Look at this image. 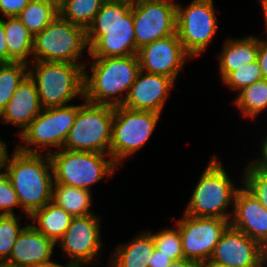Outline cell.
I'll use <instances>...</instances> for the list:
<instances>
[{"label": "cell", "mask_w": 267, "mask_h": 267, "mask_svg": "<svg viewBox=\"0 0 267 267\" xmlns=\"http://www.w3.org/2000/svg\"><path fill=\"white\" fill-rule=\"evenodd\" d=\"M86 34L92 58L136 55L132 4L104 2Z\"/></svg>", "instance_id": "1"}, {"label": "cell", "mask_w": 267, "mask_h": 267, "mask_svg": "<svg viewBox=\"0 0 267 267\" xmlns=\"http://www.w3.org/2000/svg\"><path fill=\"white\" fill-rule=\"evenodd\" d=\"M5 171L28 218L52 201L54 178L49 154L25 153L16 148Z\"/></svg>", "instance_id": "2"}, {"label": "cell", "mask_w": 267, "mask_h": 267, "mask_svg": "<svg viewBox=\"0 0 267 267\" xmlns=\"http://www.w3.org/2000/svg\"><path fill=\"white\" fill-rule=\"evenodd\" d=\"M93 59L91 76L84 68V100L93 104L123 105L140 71L137 54Z\"/></svg>", "instance_id": "3"}, {"label": "cell", "mask_w": 267, "mask_h": 267, "mask_svg": "<svg viewBox=\"0 0 267 267\" xmlns=\"http://www.w3.org/2000/svg\"><path fill=\"white\" fill-rule=\"evenodd\" d=\"M28 75L34 81L42 108L67 106L75 97L84 99L87 64L31 61Z\"/></svg>", "instance_id": "4"}, {"label": "cell", "mask_w": 267, "mask_h": 267, "mask_svg": "<svg viewBox=\"0 0 267 267\" xmlns=\"http://www.w3.org/2000/svg\"><path fill=\"white\" fill-rule=\"evenodd\" d=\"M217 156L207 164L187 204L185 214L193 217H217L231 221L233 213L227 208L234 205L239 187L235 188ZM227 210V211H226Z\"/></svg>", "instance_id": "5"}, {"label": "cell", "mask_w": 267, "mask_h": 267, "mask_svg": "<svg viewBox=\"0 0 267 267\" xmlns=\"http://www.w3.org/2000/svg\"><path fill=\"white\" fill-rule=\"evenodd\" d=\"M49 154L54 183L83 188L91 191V186L107 175L114 174L118 165L110 154L90 151L60 149ZM109 157V159L105 157Z\"/></svg>", "instance_id": "6"}, {"label": "cell", "mask_w": 267, "mask_h": 267, "mask_svg": "<svg viewBox=\"0 0 267 267\" xmlns=\"http://www.w3.org/2000/svg\"><path fill=\"white\" fill-rule=\"evenodd\" d=\"M87 47L86 29L58 16L34 36L31 61L87 64L79 62Z\"/></svg>", "instance_id": "7"}, {"label": "cell", "mask_w": 267, "mask_h": 267, "mask_svg": "<svg viewBox=\"0 0 267 267\" xmlns=\"http://www.w3.org/2000/svg\"><path fill=\"white\" fill-rule=\"evenodd\" d=\"M84 101L63 149L110 154L114 106Z\"/></svg>", "instance_id": "8"}, {"label": "cell", "mask_w": 267, "mask_h": 267, "mask_svg": "<svg viewBox=\"0 0 267 267\" xmlns=\"http://www.w3.org/2000/svg\"><path fill=\"white\" fill-rule=\"evenodd\" d=\"M161 113L114 106L110 155L119 166L151 137Z\"/></svg>", "instance_id": "9"}, {"label": "cell", "mask_w": 267, "mask_h": 267, "mask_svg": "<svg viewBox=\"0 0 267 267\" xmlns=\"http://www.w3.org/2000/svg\"><path fill=\"white\" fill-rule=\"evenodd\" d=\"M78 110L79 105L69 104L43 108L19 134L25 145L18 144L16 148L25 153H41V149L46 150L50 146L57 147L58 150L62 149L68 132L75 123Z\"/></svg>", "instance_id": "10"}, {"label": "cell", "mask_w": 267, "mask_h": 267, "mask_svg": "<svg viewBox=\"0 0 267 267\" xmlns=\"http://www.w3.org/2000/svg\"><path fill=\"white\" fill-rule=\"evenodd\" d=\"M213 3V0H193L186 8L176 4V33L192 58L205 51L218 30Z\"/></svg>", "instance_id": "11"}, {"label": "cell", "mask_w": 267, "mask_h": 267, "mask_svg": "<svg viewBox=\"0 0 267 267\" xmlns=\"http://www.w3.org/2000/svg\"><path fill=\"white\" fill-rule=\"evenodd\" d=\"M176 226L180 231L184 258L203 264L211 258L215 246L230 226V220L193 217L184 213Z\"/></svg>", "instance_id": "12"}, {"label": "cell", "mask_w": 267, "mask_h": 267, "mask_svg": "<svg viewBox=\"0 0 267 267\" xmlns=\"http://www.w3.org/2000/svg\"><path fill=\"white\" fill-rule=\"evenodd\" d=\"M174 0L132 4L136 51L158 39L176 33V4Z\"/></svg>", "instance_id": "13"}, {"label": "cell", "mask_w": 267, "mask_h": 267, "mask_svg": "<svg viewBox=\"0 0 267 267\" xmlns=\"http://www.w3.org/2000/svg\"><path fill=\"white\" fill-rule=\"evenodd\" d=\"M100 218L95 214L73 217L70 226L60 244L64 256L71 261L66 264L86 265L95 264L93 260L101 250Z\"/></svg>", "instance_id": "14"}, {"label": "cell", "mask_w": 267, "mask_h": 267, "mask_svg": "<svg viewBox=\"0 0 267 267\" xmlns=\"http://www.w3.org/2000/svg\"><path fill=\"white\" fill-rule=\"evenodd\" d=\"M140 70L150 74L177 79L186 59L192 57L185 51L177 33L158 39L137 51Z\"/></svg>", "instance_id": "15"}, {"label": "cell", "mask_w": 267, "mask_h": 267, "mask_svg": "<svg viewBox=\"0 0 267 267\" xmlns=\"http://www.w3.org/2000/svg\"><path fill=\"white\" fill-rule=\"evenodd\" d=\"M210 260L231 267H264L263 247L231 225L215 246Z\"/></svg>", "instance_id": "16"}, {"label": "cell", "mask_w": 267, "mask_h": 267, "mask_svg": "<svg viewBox=\"0 0 267 267\" xmlns=\"http://www.w3.org/2000/svg\"><path fill=\"white\" fill-rule=\"evenodd\" d=\"M174 80L168 76L139 71L123 105L133 110L161 113Z\"/></svg>", "instance_id": "17"}, {"label": "cell", "mask_w": 267, "mask_h": 267, "mask_svg": "<svg viewBox=\"0 0 267 267\" xmlns=\"http://www.w3.org/2000/svg\"><path fill=\"white\" fill-rule=\"evenodd\" d=\"M232 207L230 225L264 248L267 245V210L260 201L242 185Z\"/></svg>", "instance_id": "18"}, {"label": "cell", "mask_w": 267, "mask_h": 267, "mask_svg": "<svg viewBox=\"0 0 267 267\" xmlns=\"http://www.w3.org/2000/svg\"><path fill=\"white\" fill-rule=\"evenodd\" d=\"M42 109L35 83L27 75L18 85L9 103L1 111L0 118L4 123L22 128L20 134Z\"/></svg>", "instance_id": "19"}, {"label": "cell", "mask_w": 267, "mask_h": 267, "mask_svg": "<svg viewBox=\"0 0 267 267\" xmlns=\"http://www.w3.org/2000/svg\"><path fill=\"white\" fill-rule=\"evenodd\" d=\"M55 246L52 240L29 224L19 233L8 262L14 267H25L49 261Z\"/></svg>", "instance_id": "20"}, {"label": "cell", "mask_w": 267, "mask_h": 267, "mask_svg": "<svg viewBox=\"0 0 267 267\" xmlns=\"http://www.w3.org/2000/svg\"><path fill=\"white\" fill-rule=\"evenodd\" d=\"M259 38L246 36L225 41L219 55V73L223 80L230 72L257 61Z\"/></svg>", "instance_id": "21"}, {"label": "cell", "mask_w": 267, "mask_h": 267, "mask_svg": "<svg viewBox=\"0 0 267 267\" xmlns=\"http://www.w3.org/2000/svg\"><path fill=\"white\" fill-rule=\"evenodd\" d=\"M155 250L151 232L139 233L127 244H120L109 261V267H148Z\"/></svg>", "instance_id": "22"}, {"label": "cell", "mask_w": 267, "mask_h": 267, "mask_svg": "<svg viewBox=\"0 0 267 267\" xmlns=\"http://www.w3.org/2000/svg\"><path fill=\"white\" fill-rule=\"evenodd\" d=\"M29 218L38 232L57 244L70 226L73 216L51 201L35 210Z\"/></svg>", "instance_id": "23"}, {"label": "cell", "mask_w": 267, "mask_h": 267, "mask_svg": "<svg viewBox=\"0 0 267 267\" xmlns=\"http://www.w3.org/2000/svg\"><path fill=\"white\" fill-rule=\"evenodd\" d=\"M3 28L7 44V63L22 62L31 65L28 56H32L33 35L18 17H5ZM29 61V62H28Z\"/></svg>", "instance_id": "24"}, {"label": "cell", "mask_w": 267, "mask_h": 267, "mask_svg": "<svg viewBox=\"0 0 267 267\" xmlns=\"http://www.w3.org/2000/svg\"><path fill=\"white\" fill-rule=\"evenodd\" d=\"M91 191L83 188L54 183L52 202L73 217L94 214L90 211Z\"/></svg>", "instance_id": "25"}, {"label": "cell", "mask_w": 267, "mask_h": 267, "mask_svg": "<svg viewBox=\"0 0 267 267\" xmlns=\"http://www.w3.org/2000/svg\"><path fill=\"white\" fill-rule=\"evenodd\" d=\"M58 16V5L55 2L31 0L17 17L34 37Z\"/></svg>", "instance_id": "26"}, {"label": "cell", "mask_w": 267, "mask_h": 267, "mask_svg": "<svg viewBox=\"0 0 267 267\" xmlns=\"http://www.w3.org/2000/svg\"><path fill=\"white\" fill-rule=\"evenodd\" d=\"M103 3L104 0H63L58 5L59 16L87 30Z\"/></svg>", "instance_id": "27"}, {"label": "cell", "mask_w": 267, "mask_h": 267, "mask_svg": "<svg viewBox=\"0 0 267 267\" xmlns=\"http://www.w3.org/2000/svg\"><path fill=\"white\" fill-rule=\"evenodd\" d=\"M234 104L241 109L242 116L252 119L258 116L267 109V79L263 78L243 88L238 92Z\"/></svg>", "instance_id": "28"}, {"label": "cell", "mask_w": 267, "mask_h": 267, "mask_svg": "<svg viewBox=\"0 0 267 267\" xmlns=\"http://www.w3.org/2000/svg\"><path fill=\"white\" fill-rule=\"evenodd\" d=\"M29 65L22 62L0 64V113L11 100L18 85L28 75Z\"/></svg>", "instance_id": "29"}, {"label": "cell", "mask_w": 267, "mask_h": 267, "mask_svg": "<svg viewBox=\"0 0 267 267\" xmlns=\"http://www.w3.org/2000/svg\"><path fill=\"white\" fill-rule=\"evenodd\" d=\"M18 219L15 215H0V261L9 260L14 243L24 228Z\"/></svg>", "instance_id": "30"}, {"label": "cell", "mask_w": 267, "mask_h": 267, "mask_svg": "<svg viewBox=\"0 0 267 267\" xmlns=\"http://www.w3.org/2000/svg\"><path fill=\"white\" fill-rule=\"evenodd\" d=\"M155 248L169 256L173 261L184 258L182 250V240L178 227L175 229L166 228L160 232L152 234Z\"/></svg>", "instance_id": "31"}, {"label": "cell", "mask_w": 267, "mask_h": 267, "mask_svg": "<svg viewBox=\"0 0 267 267\" xmlns=\"http://www.w3.org/2000/svg\"><path fill=\"white\" fill-rule=\"evenodd\" d=\"M243 171V186L251 192L267 210V169L246 167Z\"/></svg>", "instance_id": "32"}, {"label": "cell", "mask_w": 267, "mask_h": 267, "mask_svg": "<svg viewBox=\"0 0 267 267\" xmlns=\"http://www.w3.org/2000/svg\"><path fill=\"white\" fill-rule=\"evenodd\" d=\"M263 79L258 61L251 62L242 68L230 72L222 81L231 90L240 92L243 88Z\"/></svg>", "instance_id": "33"}, {"label": "cell", "mask_w": 267, "mask_h": 267, "mask_svg": "<svg viewBox=\"0 0 267 267\" xmlns=\"http://www.w3.org/2000/svg\"><path fill=\"white\" fill-rule=\"evenodd\" d=\"M21 207L16 191L6 171L0 172V215H15L13 207Z\"/></svg>", "instance_id": "34"}, {"label": "cell", "mask_w": 267, "mask_h": 267, "mask_svg": "<svg viewBox=\"0 0 267 267\" xmlns=\"http://www.w3.org/2000/svg\"><path fill=\"white\" fill-rule=\"evenodd\" d=\"M31 0H0V13L4 17H17Z\"/></svg>", "instance_id": "35"}, {"label": "cell", "mask_w": 267, "mask_h": 267, "mask_svg": "<svg viewBox=\"0 0 267 267\" xmlns=\"http://www.w3.org/2000/svg\"><path fill=\"white\" fill-rule=\"evenodd\" d=\"M257 61L261 68L262 77L267 79V38L266 40L259 38Z\"/></svg>", "instance_id": "36"}, {"label": "cell", "mask_w": 267, "mask_h": 267, "mask_svg": "<svg viewBox=\"0 0 267 267\" xmlns=\"http://www.w3.org/2000/svg\"><path fill=\"white\" fill-rule=\"evenodd\" d=\"M172 262L173 260L169 256L160 253V250L155 248L151 258L149 259L148 267H168L172 264Z\"/></svg>", "instance_id": "37"}, {"label": "cell", "mask_w": 267, "mask_h": 267, "mask_svg": "<svg viewBox=\"0 0 267 267\" xmlns=\"http://www.w3.org/2000/svg\"><path fill=\"white\" fill-rule=\"evenodd\" d=\"M265 140H262L261 143V155L262 157L256 158L255 160L251 161L247 167H260L267 169V136L263 138Z\"/></svg>", "instance_id": "38"}, {"label": "cell", "mask_w": 267, "mask_h": 267, "mask_svg": "<svg viewBox=\"0 0 267 267\" xmlns=\"http://www.w3.org/2000/svg\"><path fill=\"white\" fill-rule=\"evenodd\" d=\"M7 63V44L3 28V18L0 19V64Z\"/></svg>", "instance_id": "39"}, {"label": "cell", "mask_w": 267, "mask_h": 267, "mask_svg": "<svg viewBox=\"0 0 267 267\" xmlns=\"http://www.w3.org/2000/svg\"><path fill=\"white\" fill-rule=\"evenodd\" d=\"M200 265L201 263L195 260L182 258V259L173 261L172 264L169 265L168 267H199Z\"/></svg>", "instance_id": "40"}, {"label": "cell", "mask_w": 267, "mask_h": 267, "mask_svg": "<svg viewBox=\"0 0 267 267\" xmlns=\"http://www.w3.org/2000/svg\"><path fill=\"white\" fill-rule=\"evenodd\" d=\"M7 145L0 139V171L5 170V166L8 160Z\"/></svg>", "instance_id": "41"}, {"label": "cell", "mask_w": 267, "mask_h": 267, "mask_svg": "<svg viewBox=\"0 0 267 267\" xmlns=\"http://www.w3.org/2000/svg\"><path fill=\"white\" fill-rule=\"evenodd\" d=\"M65 265H61L58 263H55L51 260L43 262V263H36L25 267H64Z\"/></svg>", "instance_id": "42"}, {"label": "cell", "mask_w": 267, "mask_h": 267, "mask_svg": "<svg viewBox=\"0 0 267 267\" xmlns=\"http://www.w3.org/2000/svg\"><path fill=\"white\" fill-rule=\"evenodd\" d=\"M203 265L205 267H231L229 265L221 264V263L212 261L210 259L208 261L204 262Z\"/></svg>", "instance_id": "43"}, {"label": "cell", "mask_w": 267, "mask_h": 267, "mask_svg": "<svg viewBox=\"0 0 267 267\" xmlns=\"http://www.w3.org/2000/svg\"><path fill=\"white\" fill-rule=\"evenodd\" d=\"M259 2H261V6H262V11L264 12V20H265V28H266V31H267V0H259ZM267 34V33H266Z\"/></svg>", "instance_id": "44"}, {"label": "cell", "mask_w": 267, "mask_h": 267, "mask_svg": "<svg viewBox=\"0 0 267 267\" xmlns=\"http://www.w3.org/2000/svg\"><path fill=\"white\" fill-rule=\"evenodd\" d=\"M150 1H165V0H130L131 4H137L140 2H150Z\"/></svg>", "instance_id": "45"}, {"label": "cell", "mask_w": 267, "mask_h": 267, "mask_svg": "<svg viewBox=\"0 0 267 267\" xmlns=\"http://www.w3.org/2000/svg\"><path fill=\"white\" fill-rule=\"evenodd\" d=\"M0 267H14L8 261H0Z\"/></svg>", "instance_id": "46"}, {"label": "cell", "mask_w": 267, "mask_h": 267, "mask_svg": "<svg viewBox=\"0 0 267 267\" xmlns=\"http://www.w3.org/2000/svg\"><path fill=\"white\" fill-rule=\"evenodd\" d=\"M264 252V266L267 264V245L263 248Z\"/></svg>", "instance_id": "47"}, {"label": "cell", "mask_w": 267, "mask_h": 267, "mask_svg": "<svg viewBox=\"0 0 267 267\" xmlns=\"http://www.w3.org/2000/svg\"><path fill=\"white\" fill-rule=\"evenodd\" d=\"M104 2H125V3H130V0H104Z\"/></svg>", "instance_id": "48"}, {"label": "cell", "mask_w": 267, "mask_h": 267, "mask_svg": "<svg viewBox=\"0 0 267 267\" xmlns=\"http://www.w3.org/2000/svg\"><path fill=\"white\" fill-rule=\"evenodd\" d=\"M64 267H83V265L65 264Z\"/></svg>", "instance_id": "49"}, {"label": "cell", "mask_w": 267, "mask_h": 267, "mask_svg": "<svg viewBox=\"0 0 267 267\" xmlns=\"http://www.w3.org/2000/svg\"><path fill=\"white\" fill-rule=\"evenodd\" d=\"M50 1H53V2H55L57 5H59L63 0H50Z\"/></svg>", "instance_id": "50"}]
</instances>
